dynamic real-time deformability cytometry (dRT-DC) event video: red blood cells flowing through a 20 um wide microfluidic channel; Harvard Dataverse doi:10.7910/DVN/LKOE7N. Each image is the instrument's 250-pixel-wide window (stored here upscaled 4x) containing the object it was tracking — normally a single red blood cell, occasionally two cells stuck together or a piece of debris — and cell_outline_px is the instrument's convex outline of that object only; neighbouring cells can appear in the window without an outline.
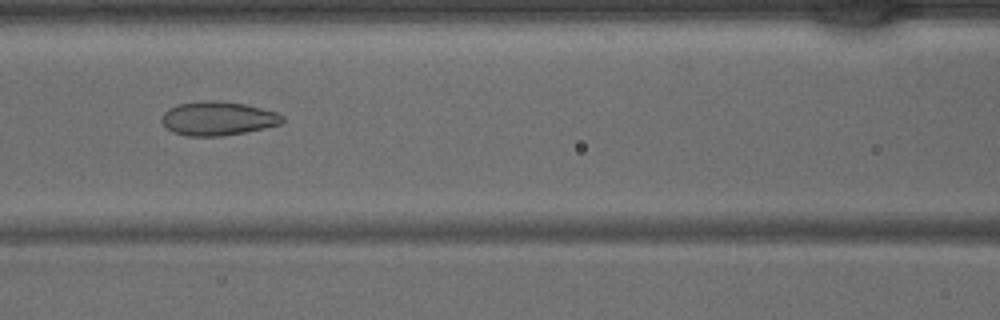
{"species": "common noctule bat (a hibernating species)", "species_latin": "Nyctalus noctula", "temperature_condition": "warm", "stored_images_in_passage": 39, "camera_frame_rate_fps": 3000, "um_per_image_px": 0.085, "animal": {"sex": "male", "body_mass_g": 15.6}, "frame": {"image": 1, "passage_image": 18, "time_ms": 5.667, "image_size_px": [1000, 320], "cell_outline_px": [[284, 120], [280, 124], [264, 128], [224, 136], [188, 136], [172, 132], [160, 120], [164, 112], [168, 108], [176, 104], [212, 100], [220, 100], [244, 104], [276, 112], [284, 116]], "centroid_in_image_um": [18.5, 10.07], "position_along_channel_um": 148.1, "area_um2": 23.81}}
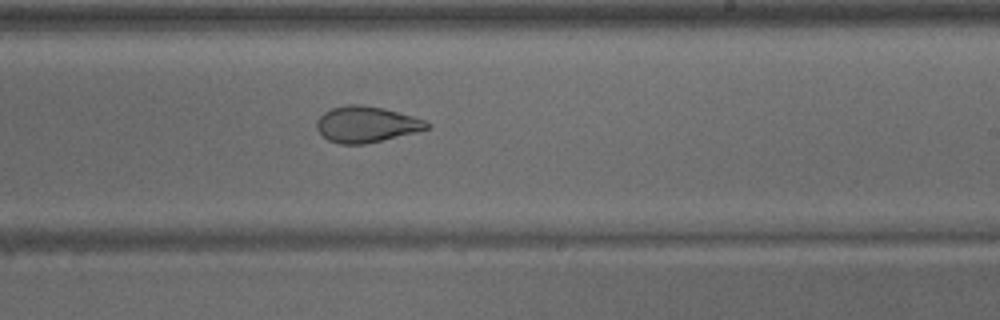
{"frame": {"image": 2, "passage_image": 25, "time_ms": 8.0, "image_size_px": [1000, 320], "cell_outline_px": [[428, 128], [416, 132], [364, 144], [340, 144], [328, 140], [316, 128], [316, 120], [324, 112], [332, 108], [348, 104], [360, 104], [384, 108], [412, 116], [424, 120], [428, 124]], "centroid_in_image_um": [31.09, 10.56], "position_along_channel_um": 257.9, "area_um2": 22.89}}
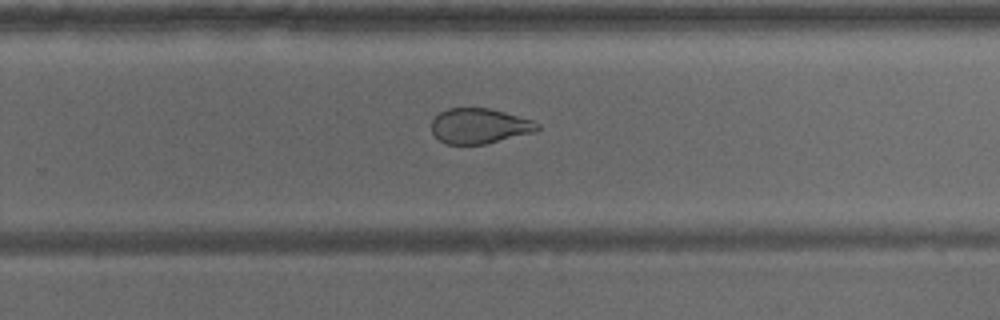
{"frame": {"image": 3, "passage_image": 27, "time_ms": 8.667, "image_size_px": [1000, 320], "cell_outline_px": [[540, 128], [536, 132], [484, 144], [444, 144], [432, 132], [432, 120], [440, 112], [448, 108], [488, 108], [504, 112], [532, 120], [540, 124]], "centroid_in_image_um": [40.76, 10.71], "position_along_channel_um": 289.0, "area_um2": 21.68}}